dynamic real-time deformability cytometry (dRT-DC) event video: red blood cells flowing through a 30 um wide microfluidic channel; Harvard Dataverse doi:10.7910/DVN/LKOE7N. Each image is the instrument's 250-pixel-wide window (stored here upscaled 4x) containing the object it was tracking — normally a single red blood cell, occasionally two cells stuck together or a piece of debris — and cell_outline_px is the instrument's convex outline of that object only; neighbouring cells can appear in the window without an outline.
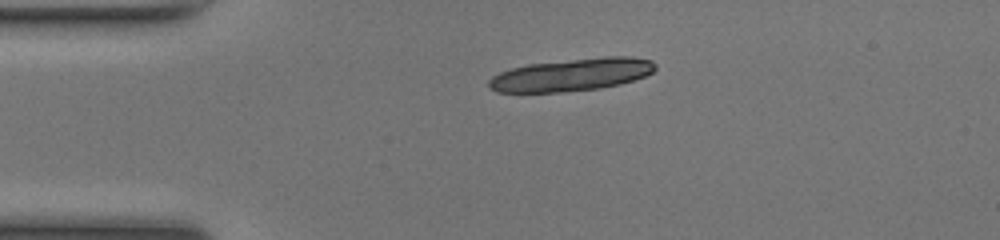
{"species": "common noctule bat (a hibernating species)", "species_latin": "Nyctalus noctula", "temperature_condition": "room temperature", "stored_images_in_passage": 7, "camera_frame_rate_fps": 3000, "um_per_image_px": 0.085, "animal": {"sex": "female", "body_mass_g": 17.0, "forearm_length_mm": 48.0}, "frame": {"image": 1, "passage_image": 1, "time_ms": 0.0, "image_size_px": [1000, 240], "cell_outline_px": [[656, 68], [652, 72], [644, 76], [620, 84], [600, 88], [564, 92], [496, 92], [488, 88], [488, 80], [492, 76], [500, 72], [512, 68], [528, 64], [604, 56], [632, 56], [652, 60], [656, 64]], "centroid_in_image_um": [48.58, 6.35], "position_along_channel_um": 36.4, "area_um2": 31.73}}